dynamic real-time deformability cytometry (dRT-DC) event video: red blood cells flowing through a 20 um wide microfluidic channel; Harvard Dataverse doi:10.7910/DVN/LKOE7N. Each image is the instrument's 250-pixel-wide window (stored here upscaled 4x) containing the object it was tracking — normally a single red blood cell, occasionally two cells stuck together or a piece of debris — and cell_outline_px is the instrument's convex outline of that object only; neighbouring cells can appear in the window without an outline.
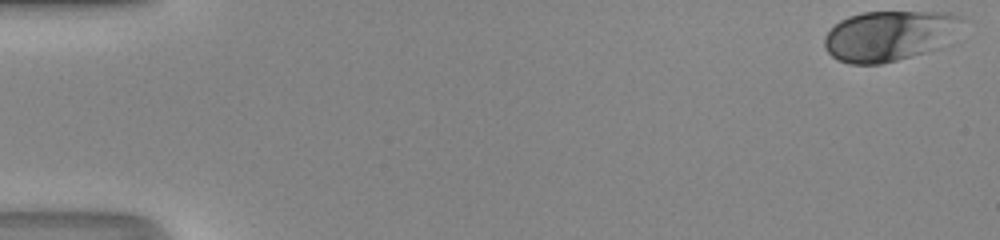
{"species": "human", "species_latin": "Homo sapiens", "temperature_condition": "room temperature", "stored_images_in_passage": 42, "camera_frame_rate_fps": 3000, "um_per_image_px": 0.085, "donor": {"sex": "male"}, "frame": {"image": 1, "passage_image": 1, "time_ms": 0.0, "image_size_px": [1000, 240], "cell_outline_px": [[964, 20], [936, 48], [924, 52], [896, 60], [880, 64], [848, 64], [836, 60], [828, 52], [824, 44], [824, 36], [840, 20], [848, 16], [860, 12], [952, 12], [960, 16]], "centroid_in_image_um": [75.49, 3.03], "position_along_channel_um": 9.5, "area_um2": 39.71}}
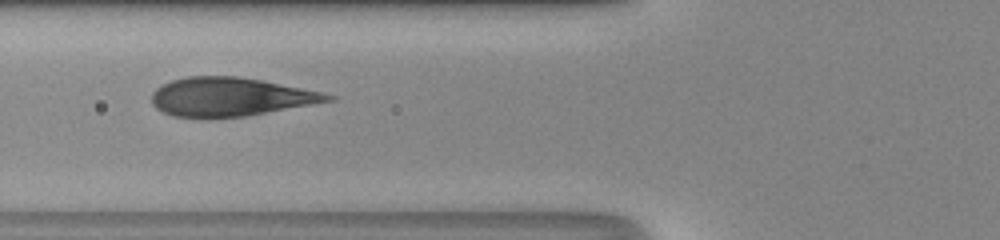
{"frame": {"image": 2, "passage_image": 20, "time_ms": 6.333, "image_size_px": [1000, 240], "cell_outline_px": [[336, 100], [248, 116], [208, 120], [172, 116], [156, 108], [152, 104], [152, 92], [156, 88], [172, 80], [188, 76], [236, 76], [260, 80], [324, 92], [336, 96]], "centroid_in_image_um": [19.57, 8.27], "position_along_channel_um": 106.2, "area_um2": 40.34}}
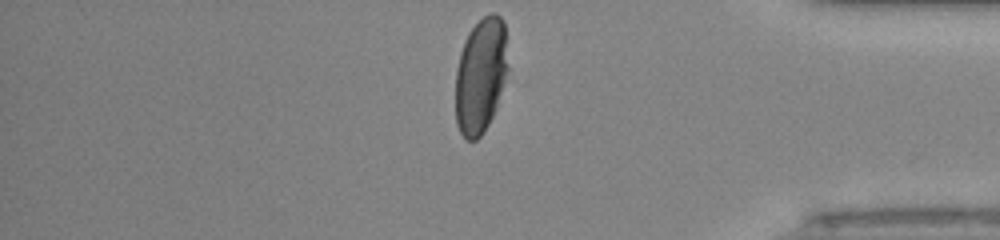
{"frame": {"image": 3, "passage_image": 42, "time_ms": 13.667, "image_size_px": [1000, 240], "cell_outline_px": [[508, 68], [504, 84], [496, 108], [484, 132], [476, 140], [464, 140], [456, 124], [456, 72], [460, 52], [464, 40], [468, 32], [484, 16], [492, 12], [496, 12], [504, 20]], "centroid_in_image_um": [40.86, 6.42], "position_along_channel_um": 394.3, "area_um2": 35.49}, "authors_computed_cell_mechanics": {"area_um2": 40.3155, "velocity_mm_per_s": 4.2432, "shape_relaxation_time_tau1_ms": 3.7426, "shape_relaxation_time_tau2_ms": null, "deformation_change_tau1": 0.1849, "deformation_change_tau2": null}}